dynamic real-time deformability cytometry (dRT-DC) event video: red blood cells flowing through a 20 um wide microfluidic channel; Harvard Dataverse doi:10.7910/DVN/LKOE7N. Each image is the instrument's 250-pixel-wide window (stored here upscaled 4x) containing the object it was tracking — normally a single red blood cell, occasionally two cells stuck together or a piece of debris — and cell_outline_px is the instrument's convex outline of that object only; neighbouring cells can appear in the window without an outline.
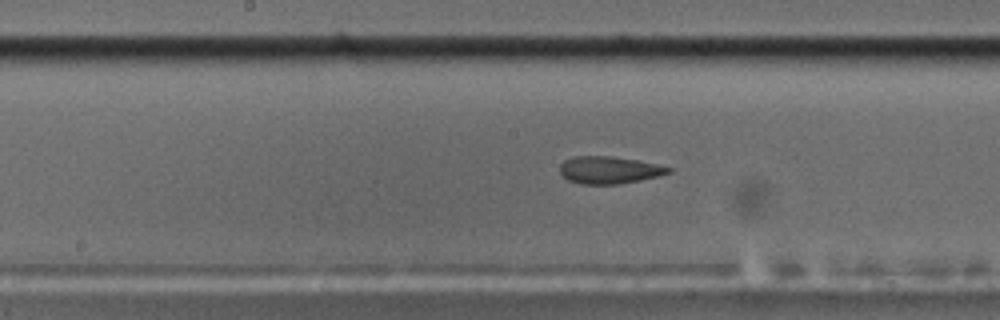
{"species": "common noctule bat (a hibernating species)", "species_latin": "Nyctalus noctula", "temperature_condition": "cold", "stored_images_in_passage": 54, "camera_frame_rate_fps": 3000, "um_per_image_px": 0.085, "animal": {"sex": "male", "body_mass_g": 17.5, "forearm_length_mm": 52.3}, "frame": {"image": 1, "passage_image": 26, "time_ms": 8.333, "image_size_px": [1000, 320], "cell_outline_px": [[672, 172], [660, 176], [640, 180], [616, 184], [580, 184], [568, 180], [560, 172], [560, 164], [564, 160], [572, 156], [612, 156], [636, 160], [656, 164], [672, 168]], "centroid_in_image_um": [51.77, 14.45], "position_along_channel_um": 196.4, "area_um2": 17.28}}
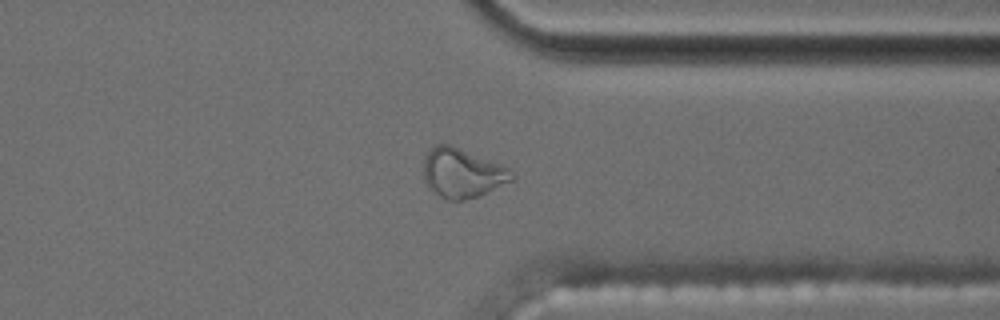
{"frame": {"image": 2, "passage_image": 41, "time_ms": 13.333, "image_size_px": [1000, 320], "cell_outline_px": [[516, 176], [512, 180], [476, 196], [464, 200], [448, 200], [432, 192], [428, 188], [424, 180], [424, 160], [428, 152], [436, 144], [448, 144], [508, 168]], "centroid_in_image_um": [39.24, 14.73], "position_along_channel_um": 372.2, "area_um2": 24.68}}
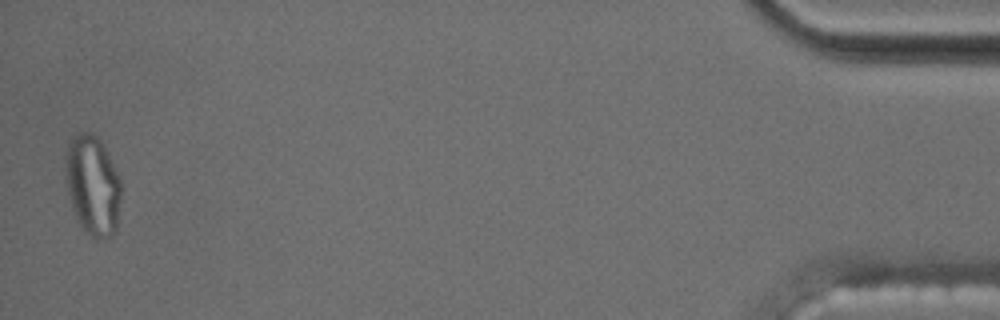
{"frame": {"image": 3, "passage_image": 53, "time_ms": 17.333, "image_size_px": [1000, 320], "cell_outline_px": [[120, 200], [116, 228], [112, 236], [104, 240], [96, 240], [80, 224], [76, 216], [68, 192], [64, 160], [64, 156], [72, 136], [80, 132], [92, 132], [104, 144], [120, 176]], "centroid_in_image_um": [7.89, 15.71], "position_along_channel_um": 427.3, "area_um2": 32.48}, "authors_computed_cell_mechanics": {"area_um2": 18.1781, "velocity_mm_per_s": 3.539, "shape_relaxation_time_tau1_ms": null, "shape_relaxation_time_tau2_ms": 1.9561, "deformation_change_tau1": null, "deformation_change_tau2": 0.0883}}